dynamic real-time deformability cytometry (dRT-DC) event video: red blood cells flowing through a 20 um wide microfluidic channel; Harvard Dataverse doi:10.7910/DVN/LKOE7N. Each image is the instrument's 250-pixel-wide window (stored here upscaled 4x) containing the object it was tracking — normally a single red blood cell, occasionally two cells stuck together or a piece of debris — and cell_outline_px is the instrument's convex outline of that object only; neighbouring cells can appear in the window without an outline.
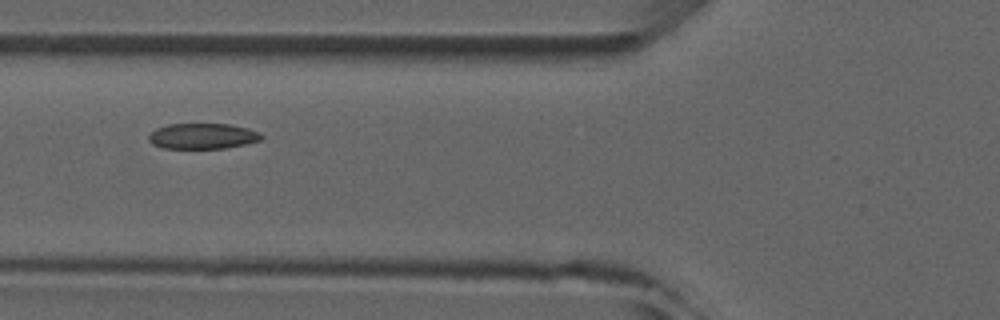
{"species": "common noctule bat (a hibernating species)", "species_latin": "Nyctalus noctula", "temperature_condition": "room temperature", "stored_images_in_passage": 2, "camera_frame_rate_fps": 3000, "um_per_image_px": 0.085, "animal": {"sex": "male", "forearm_length_mm": 52.5}, "frame": {"image": 1, "passage_image": 2, "time_ms": 1.0, "image_size_px": [1000, 320], "cell_outline_px": [[264, 136], [260, 140], [244, 144], [224, 148], [164, 148], [152, 144], [148, 140], [148, 136], [156, 128], [168, 124], [232, 124], [248, 128], [260, 132]], "centroid_in_image_um": [17.23, 11.56], "position_along_channel_um": 108.6, "area_um2": 16.82}}